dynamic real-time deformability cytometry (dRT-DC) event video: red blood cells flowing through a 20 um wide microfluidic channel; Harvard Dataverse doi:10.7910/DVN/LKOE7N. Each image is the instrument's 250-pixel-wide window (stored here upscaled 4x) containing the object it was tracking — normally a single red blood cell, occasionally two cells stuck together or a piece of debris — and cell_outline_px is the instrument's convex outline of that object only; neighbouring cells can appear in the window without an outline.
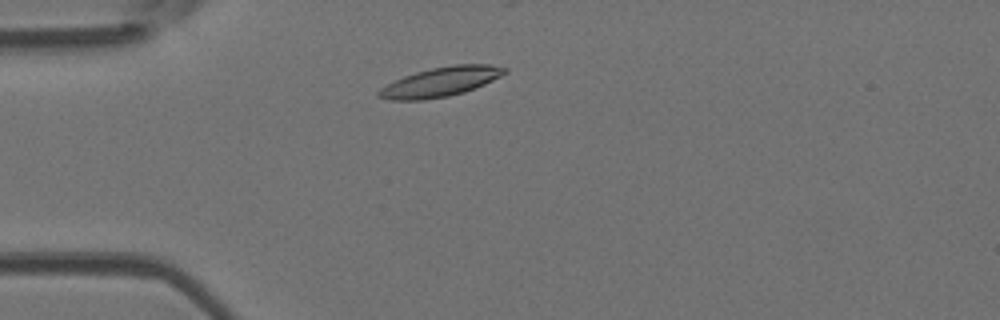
{"species": "Egyptian fruit bat (a non-hibernating species)", "species_latin": "Rousettus aegyptiacus", "temperature_condition": "room temperature", "stored_images_in_passage": 34, "camera_frame_rate_fps": 3000, "um_per_image_px": 0.085, "animal": {"sex": "female"}, "frame": {"image": 1, "passage_image": 7, "time_ms": 2.0, "image_size_px": [1000, 320], "cell_outline_px": [[508, 72], [484, 84], [464, 92], [448, 96], [424, 100], [388, 100], [376, 96], [376, 92], [380, 88], [404, 76], [416, 72], [432, 68], [452, 64], [492, 64], [508, 68]], "centroid_in_image_um": [37.45, 6.95], "position_along_channel_um": 47.5, "area_um2": 21.62}}
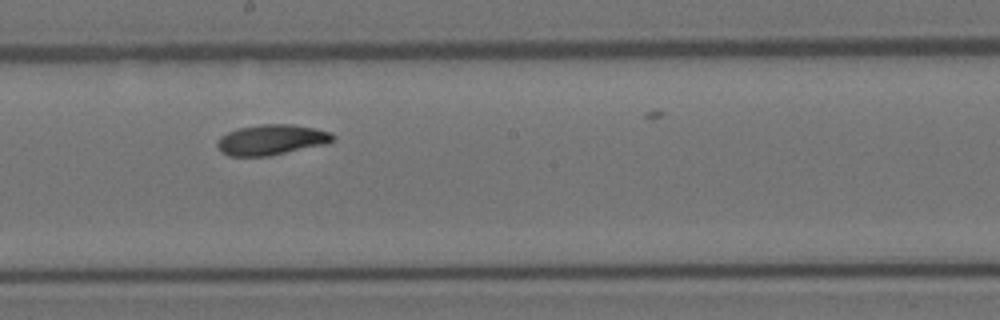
{"frame": {"image": 2, "passage_image": 22, "time_ms": 7.0, "image_size_px": [1000, 320], "cell_outline_px": [[336, 136], [328, 144], [268, 156], [228, 156], [220, 152], [216, 144], [220, 136], [236, 128], [260, 124], [292, 124], [316, 128], [332, 132]], "centroid_in_image_um": [23.08, 11.87], "position_along_channel_um": 225.1, "area_um2": 20.81}}
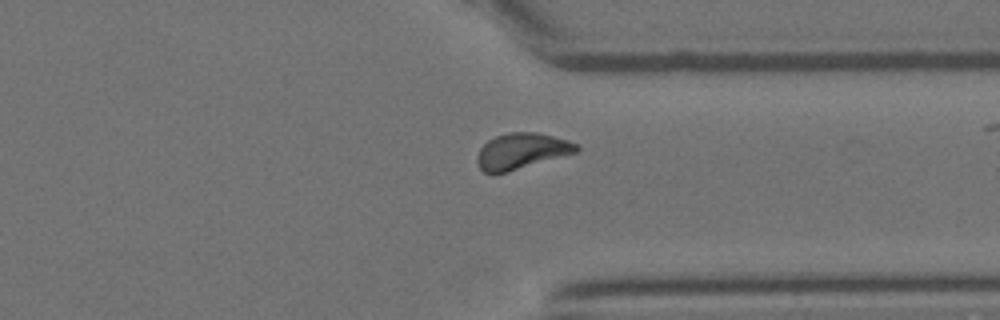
{"frame": {"image": 3, "passage_image": 33, "time_ms": 10.667, "image_size_px": [1000, 320], "cell_outline_px": [[580, 148], [576, 152], [508, 172], [484, 172], [480, 168], [476, 160], [476, 156], [480, 148], [488, 140], [496, 136], [508, 132], [536, 132], [568, 140], [580, 144]], "centroid_in_image_um": [44.34, 12.83], "position_along_channel_um": 367.1, "area_um2": 20.63}}